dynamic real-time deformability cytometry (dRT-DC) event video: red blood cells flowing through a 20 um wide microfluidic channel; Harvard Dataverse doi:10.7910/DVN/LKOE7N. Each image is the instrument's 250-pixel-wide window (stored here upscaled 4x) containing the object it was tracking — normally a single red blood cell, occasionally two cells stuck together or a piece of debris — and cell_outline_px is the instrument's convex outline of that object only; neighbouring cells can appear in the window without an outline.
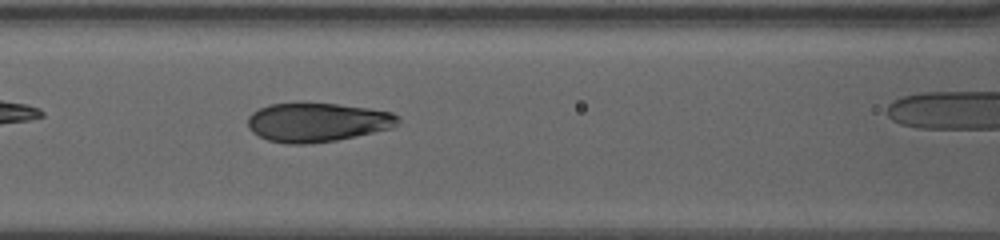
{"species": "human", "species_latin": "Homo sapiens", "temperature_condition": "warm", "stored_images_in_passage": 34, "camera_frame_rate_fps": 3000, "um_per_image_px": 0.085, "donor": {"sex": "female"}, "frame": {"image": 1, "passage_image": 9, "time_ms": 2.667, "image_size_px": [1000, 240], "cell_outline_px": [[400, 120], [392, 128], [336, 140], [304, 144], [288, 144], [268, 140], [252, 132], [248, 128], [248, 116], [252, 112], [268, 104], [336, 104], [368, 108], [392, 112], [400, 116]], "centroid_in_image_um": [26.97, 10.4], "position_along_channel_um": 139.6, "area_um2": 33.81}}
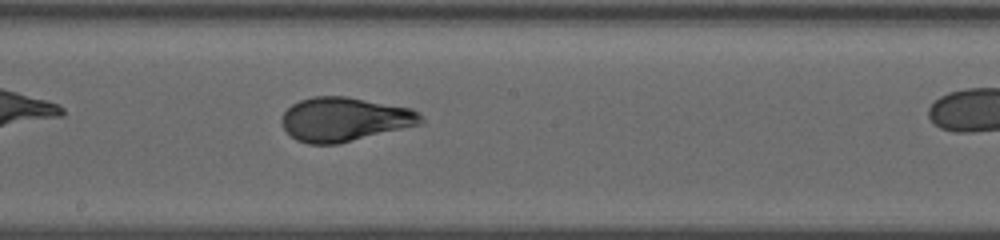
{"frame": {"image": 2, "passage_image": 16, "time_ms": 5.0, "image_size_px": [1000, 240], "cell_outline_px": [[424, 124], [336, 144], [308, 144], [296, 140], [284, 128], [280, 120], [284, 112], [292, 104], [300, 100], [312, 96], [348, 96], [412, 108], [420, 112], [424, 116]], "centroid_in_image_um": [29.33, 10.13], "position_along_channel_um": 218.9, "area_um2": 36.07}}
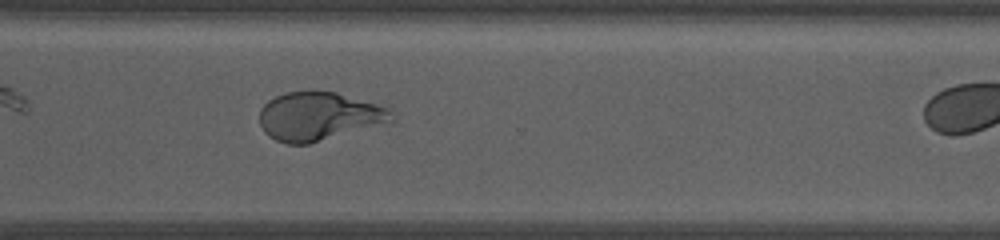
{"frame": {"image": 3, "passage_image": 27, "time_ms": 8.667, "image_size_px": [1000, 240], "cell_outline_px": [[396, 120], [392, 124], [308, 144], [288, 144], [276, 140], [268, 136], [264, 132], [260, 124], [260, 108], [268, 100], [284, 92], [336, 92], [392, 108]], "centroid_in_image_um": [27.2, 9.91], "position_along_channel_um": 343.4, "area_um2": 38.09}}